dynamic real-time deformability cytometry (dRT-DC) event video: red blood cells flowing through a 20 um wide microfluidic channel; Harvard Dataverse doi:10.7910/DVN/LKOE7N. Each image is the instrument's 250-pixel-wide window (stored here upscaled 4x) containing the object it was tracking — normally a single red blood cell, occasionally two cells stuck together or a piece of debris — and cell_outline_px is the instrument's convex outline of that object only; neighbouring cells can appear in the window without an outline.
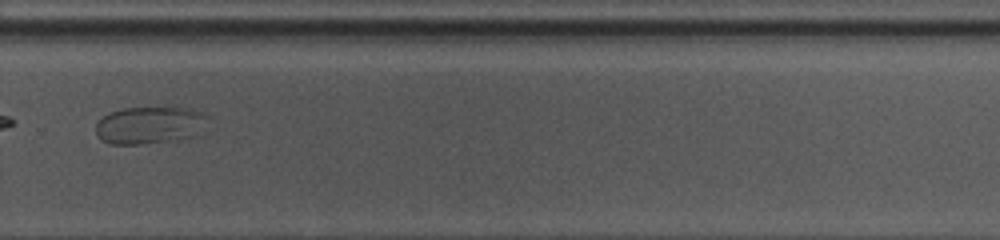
{"species": "common noctule bat (a hibernating species)", "species_latin": "Nyctalus noctula", "temperature_condition": "warm", "stored_images_in_passage": 25, "camera_frame_rate_fps": 3000, "um_per_image_px": 0.085, "animal": {"sex": "female", "body_mass_g": 10.0, "forearm_length_mm": 53.1}, "frame": {"image": 1, "passage_image": 22, "time_ms": 7.0, "image_size_px": [1000, 240], "cell_outline_px": [[208, 116], [192, 136], [176, 140], [140, 144], [108, 144], [100, 140], [96, 136], [96, 124], [104, 116], [112, 112], [124, 108], [188, 108], [200, 112]], "centroid_in_image_um": [12.62, 10.65], "position_along_channel_um": 317.2, "area_um2": 23.81}}